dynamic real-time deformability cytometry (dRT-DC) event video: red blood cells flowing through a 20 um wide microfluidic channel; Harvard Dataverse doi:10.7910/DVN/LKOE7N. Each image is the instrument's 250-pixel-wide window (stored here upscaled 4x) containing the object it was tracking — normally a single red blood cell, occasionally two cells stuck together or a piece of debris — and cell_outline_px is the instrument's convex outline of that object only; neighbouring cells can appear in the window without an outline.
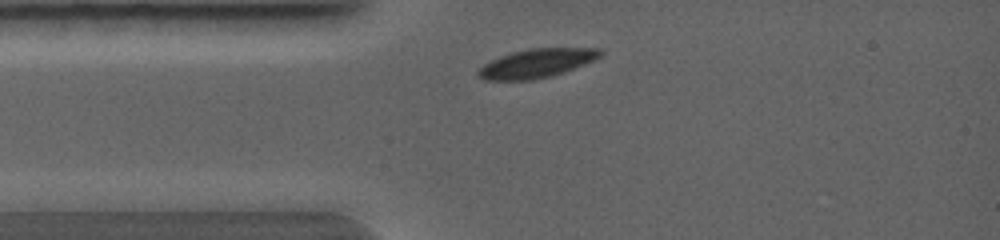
{"species": "common noctule bat (a hibernating species)", "species_latin": "Nyctalus noctula", "temperature_condition": "warm", "stored_images_in_passage": 1, "camera_frame_rate_fps": 5000, "um_per_image_px": 0.085, "animal": {"sex": "female", "body_mass_g": 19.0, "forearm_length_mm": 56.7}, "frame": {"image": 1, "passage_image": 1, "time_ms": 0.0, "image_size_px": [1000, 240], "cell_outline_px": [[604, 52], [600, 56], [584, 64], [564, 72], [552, 76], [532, 80], [484, 80], [476, 76], [476, 72], [484, 64], [500, 56], [512, 52], [528, 48], [604, 48]], "centroid_in_image_um": [45.6, 5.38], "position_along_channel_um": 39.4, "area_um2": 20.58}}